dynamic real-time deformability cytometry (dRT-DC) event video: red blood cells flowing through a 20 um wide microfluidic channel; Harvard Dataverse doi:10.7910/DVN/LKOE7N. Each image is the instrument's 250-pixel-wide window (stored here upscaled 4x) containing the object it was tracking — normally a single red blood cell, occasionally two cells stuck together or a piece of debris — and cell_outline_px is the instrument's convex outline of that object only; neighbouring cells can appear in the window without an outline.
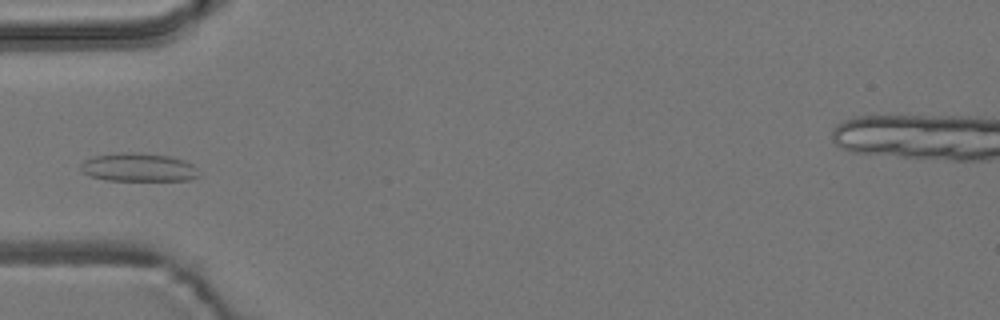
{"species": "common noctule bat (a hibernating species)", "species_latin": "Nyctalus noctula", "temperature_condition": "room temperature", "stored_images_in_passage": 3, "camera_frame_rate_fps": 3000, "um_per_image_px": 0.085, "animal": {"sex": "male", "body_mass_g": 19.2, "forearm_length_mm": 51.8}, "frame": {"image": 1, "passage_image": 3, "time_ms": 0.667, "image_size_px": [1000, 320], "cell_outline_px": [[200, 176], [188, 180], [104, 180], [92, 176], [84, 172], [80, 168], [80, 164], [84, 160], [92, 156], [120, 152], [132, 152], [168, 156], [184, 160], [192, 164], [196, 168]], "centroid_in_image_um": [11.75, 14.22], "position_along_channel_um": 73.2, "area_um2": 19.48}}